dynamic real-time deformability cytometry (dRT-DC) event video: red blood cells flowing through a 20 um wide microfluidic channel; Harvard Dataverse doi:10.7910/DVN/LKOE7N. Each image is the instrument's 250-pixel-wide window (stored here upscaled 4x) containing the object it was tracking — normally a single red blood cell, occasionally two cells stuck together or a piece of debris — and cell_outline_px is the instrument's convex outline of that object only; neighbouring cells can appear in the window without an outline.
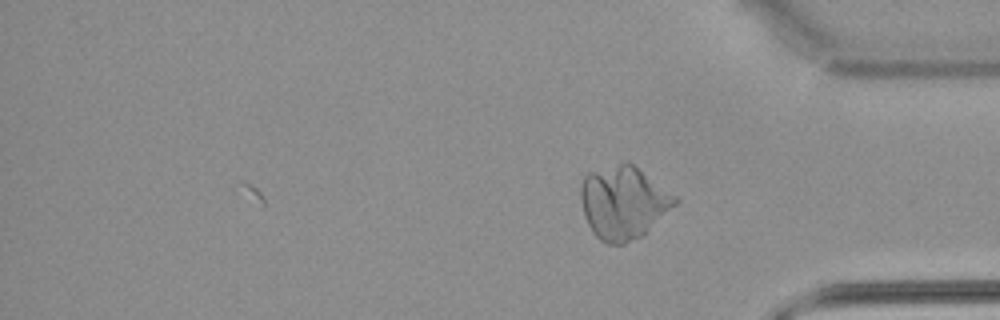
{"species": "common noctule bat (a hibernating species)", "species_latin": "Nyctalus noctula", "temperature_condition": "warm", "stored_images_in_passage": 42, "camera_frame_rate_fps": 3000, "um_per_image_px": 0.085, "animal": {"sex": "male", "body_mass_g": 21.5, "forearm_length_mm": 52.0}, "frame": {"image": 1, "passage_image": 42, "time_ms": 13.667, "image_size_px": [1000, 320], "cell_outline_px": [[680, 200], [676, 204], [640, 236], [624, 244], [608, 244], [600, 240], [592, 232], [584, 216], [580, 200], [580, 184], [584, 176], [588, 172], [620, 164], [632, 164], [676, 196]], "centroid_in_image_um": [52.94, 17.23], "position_along_channel_um": 382.3, "area_um2": 39.36}}